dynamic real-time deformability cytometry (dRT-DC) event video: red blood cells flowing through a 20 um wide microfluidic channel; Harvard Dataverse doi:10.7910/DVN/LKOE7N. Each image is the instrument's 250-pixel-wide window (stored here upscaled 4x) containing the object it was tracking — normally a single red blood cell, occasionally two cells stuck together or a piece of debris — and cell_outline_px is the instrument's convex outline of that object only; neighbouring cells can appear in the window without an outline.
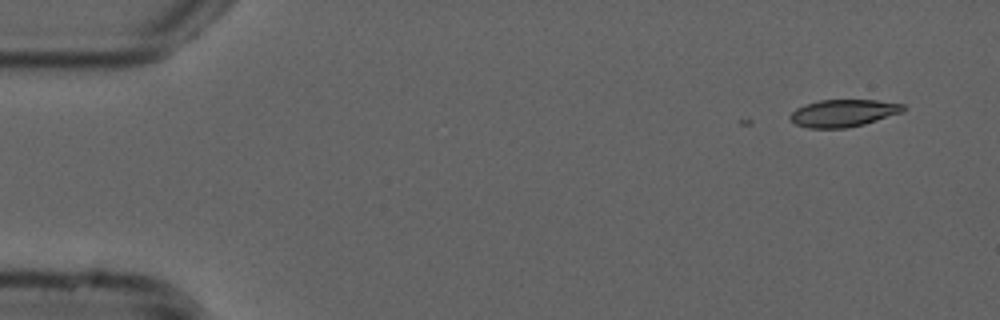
{"species": "common noctule bat (a hibernating species)", "species_latin": "Nyctalus noctula", "temperature_condition": "cold", "stored_images_in_passage": 3, "camera_frame_rate_fps": 3000, "um_per_image_px": 0.085, "animal": {"sex": "male", "forearm_length_mm": 52.5}, "frame": {"image": 1, "passage_image": 1, "time_ms": 0.0, "image_size_px": [1000, 320], "cell_outline_px": [[904, 112], [864, 124], [848, 128], [808, 128], [796, 124], [788, 116], [796, 108], [804, 104], [820, 100], [876, 100], [904, 104]], "centroid_in_image_um": [71.68, 9.61], "position_along_channel_um": 13.3, "area_um2": 18.03}}